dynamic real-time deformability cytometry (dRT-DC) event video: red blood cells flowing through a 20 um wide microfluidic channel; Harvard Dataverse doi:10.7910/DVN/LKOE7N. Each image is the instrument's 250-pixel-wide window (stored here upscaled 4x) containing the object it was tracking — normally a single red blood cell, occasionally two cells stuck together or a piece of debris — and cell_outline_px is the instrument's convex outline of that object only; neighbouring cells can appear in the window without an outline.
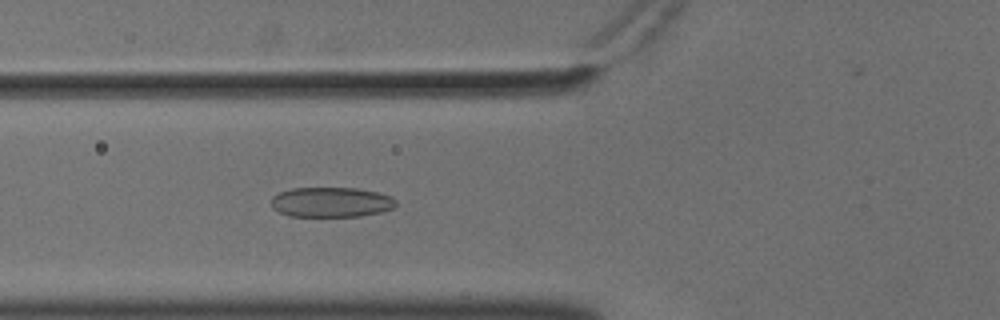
{"species": "common noctule bat (a hibernating species)", "species_latin": "Nyctalus noctula", "temperature_condition": "cold", "stored_images_in_passage": 34, "camera_frame_rate_fps": 3000, "um_per_image_px": 0.085, "animal": {"sex": "male", "body_mass_g": 18.8}, "frame": {"image": 1, "passage_image": 12, "time_ms": 3.667, "image_size_px": [1000, 320], "cell_outline_px": [[396, 204], [392, 208], [380, 212], [360, 216], [288, 216], [272, 208], [272, 196], [280, 192], [292, 188], [356, 188], [376, 192], [392, 196], [396, 200]], "centroid_in_image_um": [28.14, 17.18], "position_along_channel_um": 97.7, "area_um2": 21.73}}
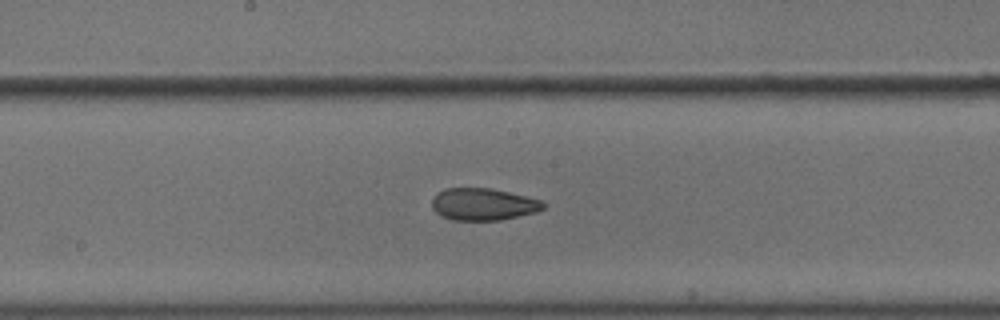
{"frame": {"image": 2, "passage_image": 21, "time_ms": 6.667, "image_size_px": [1000, 320], "cell_outline_px": [[544, 208], [536, 212], [500, 220], [452, 220], [440, 216], [432, 208], [432, 200], [436, 192], [444, 188], [488, 188], [508, 192], [544, 200]], "centroid_in_image_um": [41.05, 17.36], "position_along_channel_um": 207.2, "area_um2": 20.92}}
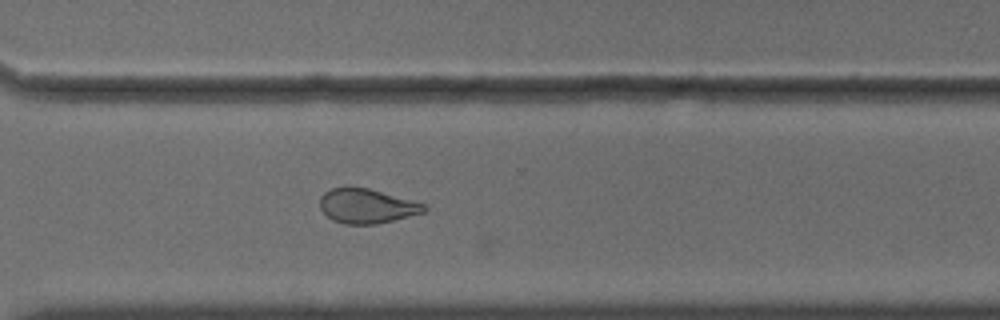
{"frame": {"image": 3, "passage_image": 32, "time_ms": 10.333, "image_size_px": [1000, 320], "cell_outline_px": [[428, 208], [424, 212], [376, 224], [344, 224], [332, 220], [320, 208], [320, 196], [324, 192], [332, 188], [348, 184], [368, 188], [424, 204]], "centroid_in_image_um": [31.11, 17.48], "position_along_channel_um": 339.5, "area_um2": 21.04}}